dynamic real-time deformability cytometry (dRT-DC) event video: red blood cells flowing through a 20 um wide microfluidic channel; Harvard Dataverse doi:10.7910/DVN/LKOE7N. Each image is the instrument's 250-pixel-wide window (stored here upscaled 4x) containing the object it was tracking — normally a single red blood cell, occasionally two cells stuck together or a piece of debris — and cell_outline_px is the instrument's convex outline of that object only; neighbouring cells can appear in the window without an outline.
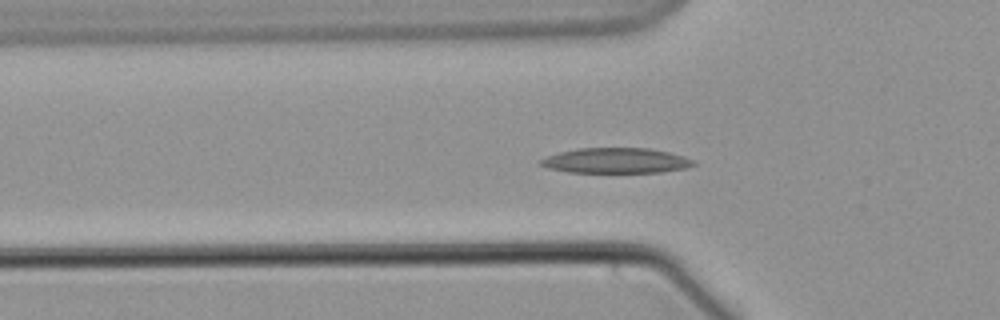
{"species": "common noctule bat (a hibernating species)", "species_latin": "Nyctalus noctula", "temperature_condition": "warm", "stored_images_in_passage": 47, "camera_frame_rate_fps": 3000, "um_per_image_px": 0.085, "animal": {"sex": "male", "body_mass_g": 21.5, "forearm_length_mm": 52.0}, "frame": {"image": 1, "passage_image": 7, "time_ms": 2.0, "image_size_px": [1000, 320], "cell_outline_px": [[696, 164], [688, 168], [660, 172], [568, 172], [548, 168], [540, 164], [540, 160], [548, 156], [560, 152], [576, 148], [648, 148], [668, 152], [684, 156], [696, 160]], "centroid_in_image_um": [52.4, 13.65], "position_along_channel_um": 73.4, "area_um2": 22.48}}
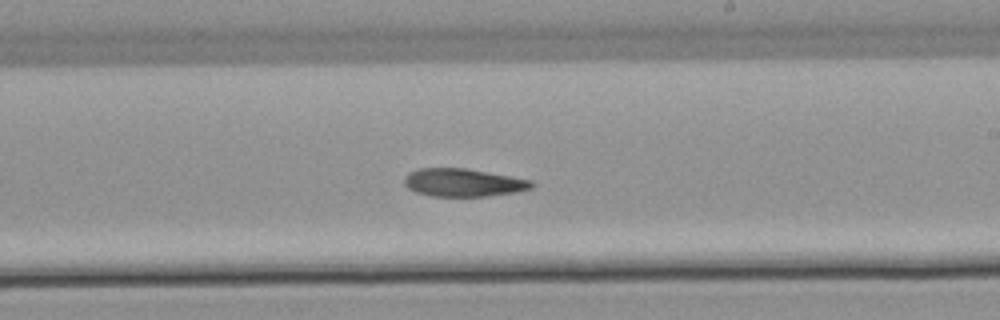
{"frame": {"image": 2, "passage_image": 22, "time_ms": 7.0, "image_size_px": [1000, 320], "cell_outline_px": [[536, 184], [532, 188], [516, 192], [488, 196], [432, 196], [416, 192], [408, 188], [404, 184], [404, 176], [408, 172], [420, 168], [464, 168], [532, 180]], "centroid_in_image_um": [39.37, 15.52], "position_along_channel_um": 249.6, "area_um2": 20.75}}
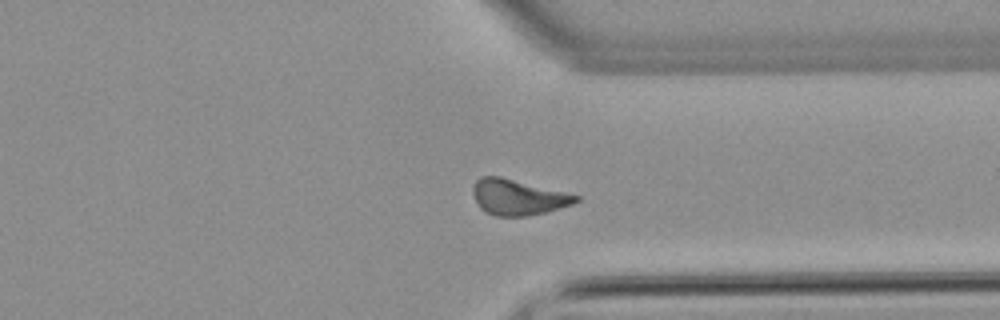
{"frame": {"image": 3, "passage_image": 32, "time_ms": 10.333, "image_size_px": [1000, 320], "cell_outline_px": [[580, 200], [572, 204], [548, 212], [528, 216], [496, 216], [484, 212], [476, 204], [472, 192], [472, 188], [476, 180], [480, 176], [500, 176], [580, 196]], "centroid_in_image_um": [43.99, 16.77], "position_along_channel_um": 367.4, "area_um2": 21.5}}